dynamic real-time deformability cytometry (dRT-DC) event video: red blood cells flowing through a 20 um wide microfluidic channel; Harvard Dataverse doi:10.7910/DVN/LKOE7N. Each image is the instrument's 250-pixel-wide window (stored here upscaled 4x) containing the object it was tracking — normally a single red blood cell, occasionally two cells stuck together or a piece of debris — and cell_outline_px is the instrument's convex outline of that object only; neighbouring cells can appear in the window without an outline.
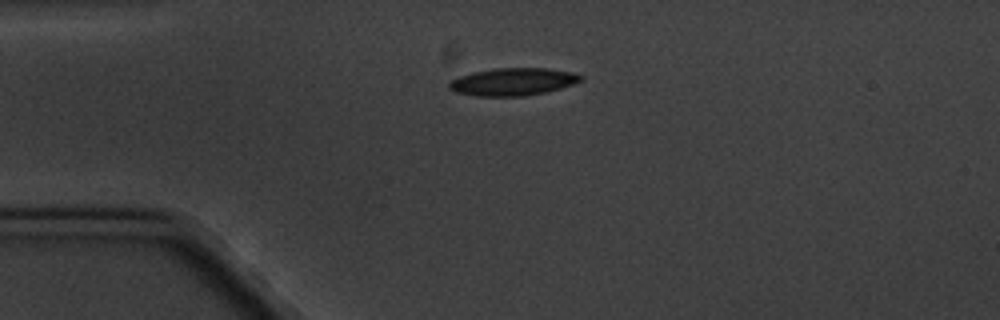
{"species": "common noctule bat (a hibernating species)", "species_latin": "Nyctalus noctula", "temperature_condition": "cold", "stored_images_in_passage": 5, "camera_frame_rate_fps": 3000, "um_per_image_px": 0.085, "animal": {"sex": "male", "body_mass_g": 20.1, "forearm_length_mm": 53.5}, "frame": {"image": 1, "passage_image": 1, "time_ms": 0.0, "image_size_px": [1000, 320], "cell_outline_px": [[584, 80], [560, 88], [544, 92], [524, 96], [476, 96], [456, 92], [448, 88], [448, 84], [452, 80], [460, 76], [472, 72], [496, 68], [548, 68], [568, 72], [584, 76]], "centroid_in_image_um": [43.58, 6.95], "position_along_channel_um": 41.4, "area_um2": 20.98}}